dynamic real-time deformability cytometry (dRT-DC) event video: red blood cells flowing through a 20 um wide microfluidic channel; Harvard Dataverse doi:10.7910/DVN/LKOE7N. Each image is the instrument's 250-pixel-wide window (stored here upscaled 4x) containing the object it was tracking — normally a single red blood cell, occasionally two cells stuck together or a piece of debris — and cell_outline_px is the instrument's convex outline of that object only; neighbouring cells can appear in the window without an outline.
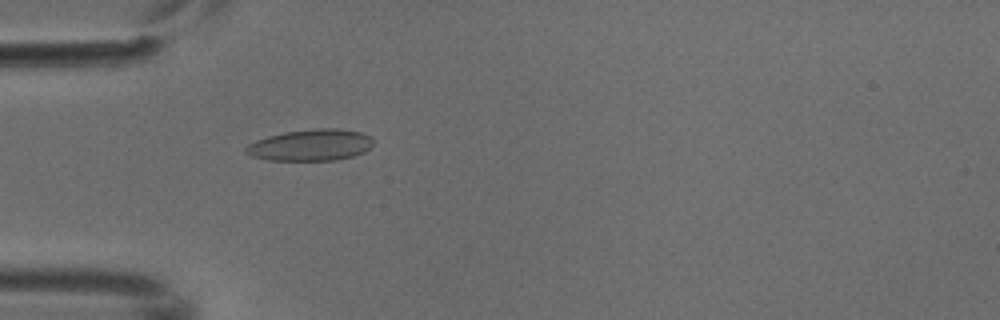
{"species": "common noctule bat (a hibernating species)", "species_latin": "Nyctalus noctula", "temperature_condition": "cold", "stored_images_in_passage": 4, "camera_frame_rate_fps": 3000, "um_per_image_px": 0.085, "animal": {"sex": "male", "body_mass_g": 18.8}, "frame": {"image": 1, "passage_image": 4, "time_ms": 1.0, "image_size_px": [1000, 320], "cell_outline_px": [[372, 144], [364, 152], [352, 156], [336, 160], [268, 160], [252, 156], [244, 152], [244, 148], [248, 144], [256, 140], [268, 136], [284, 132], [316, 128], [336, 128], [360, 132], [368, 136], [372, 140]], "centroid_in_image_um": [26.36, 12.33], "position_along_channel_um": 58.6, "area_um2": 23.24}}